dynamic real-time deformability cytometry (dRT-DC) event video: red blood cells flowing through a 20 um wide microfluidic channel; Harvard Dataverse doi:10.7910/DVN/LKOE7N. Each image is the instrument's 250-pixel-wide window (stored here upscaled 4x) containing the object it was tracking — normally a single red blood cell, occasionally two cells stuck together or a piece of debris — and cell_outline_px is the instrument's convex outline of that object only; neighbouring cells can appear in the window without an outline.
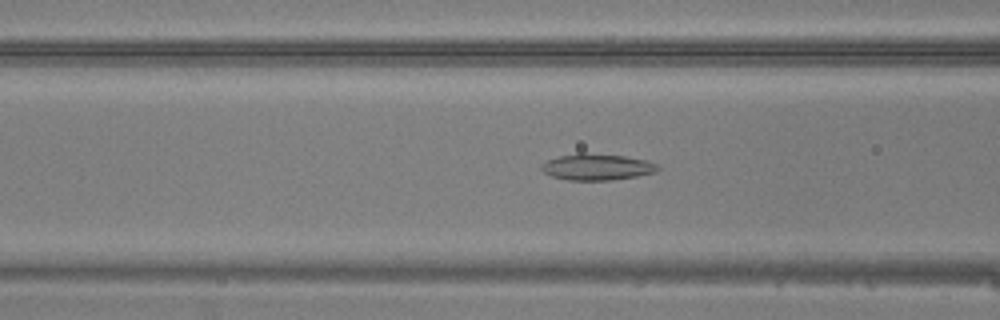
{"species": "common noctule bat (a hibernating species)", "species_latin": "Nyctalus noctula", "temperature_condition": "warm", "stored_images_in_passage": 39, "camera_frame_rate_fps": 3000, "um_per_image_px": 0.085, "animal": {"sex": "male", "body_mass_g": 20.5, "forearm_length_mm": 52.5}, "frame": {"image": 1, "passage_image": 13, "time_ms": 4.0, "image_size_px": [1000, 320], "cell_outline_px": [[660, 168], [656, 172], [636, 176], [612, 180], [568, 180], [552, 176], [544, 172], [540, 168], [540, 164], [548, 160], [560, 156], [580, 152], [584, 152], [624, 156], [644, 160], [660, 164]], "centroid_in_image_um": [50.75, 14.19], "position_along_channel_um": 115.9, "area_um2": 17.92}}
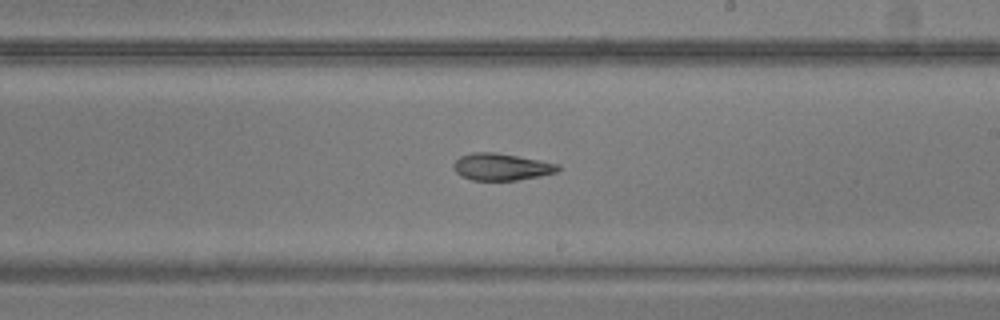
{"frame": {"image": 2, "passage_image": 22, "time_ms": 7.0, "image_size_px": [1000, 320], "cell_outline_px": [[560, 168], [556, 172], [540, 176], [516, 180], [472, 180], [460, 176], [452, 168], [452, 164], [460, 156], [472, 152], [496, 152], [540, 160], [560, 164]], "centroid_in_image_um": [42.59, 14.18], "position_along_channel_um": 246.4, "area_um2": 16.53}}
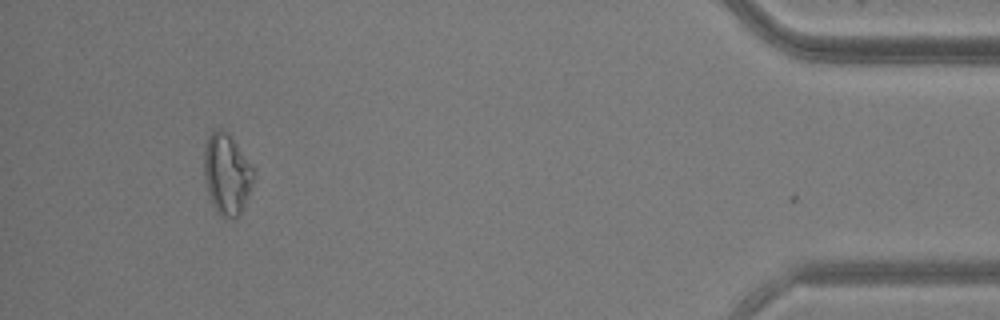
{"frame": {"image": 3, "passage_image": 38, "time_ms": 12.333, "image_size_px": [1000, 320], "cell_outline_px": [[252, 184], [244, 208], [240, 216], [224, 216], [216, 212], [212, 204], [208, 192], [204, 176], [204, 148], [208, 136], [216, 128], [220, 128], [228, 132], [232, 136], [252, 164]], "centroid_in_image_um": [19.27, 14.75], "position_along_channel_um": 415.9, "area_um2": 23.35}}